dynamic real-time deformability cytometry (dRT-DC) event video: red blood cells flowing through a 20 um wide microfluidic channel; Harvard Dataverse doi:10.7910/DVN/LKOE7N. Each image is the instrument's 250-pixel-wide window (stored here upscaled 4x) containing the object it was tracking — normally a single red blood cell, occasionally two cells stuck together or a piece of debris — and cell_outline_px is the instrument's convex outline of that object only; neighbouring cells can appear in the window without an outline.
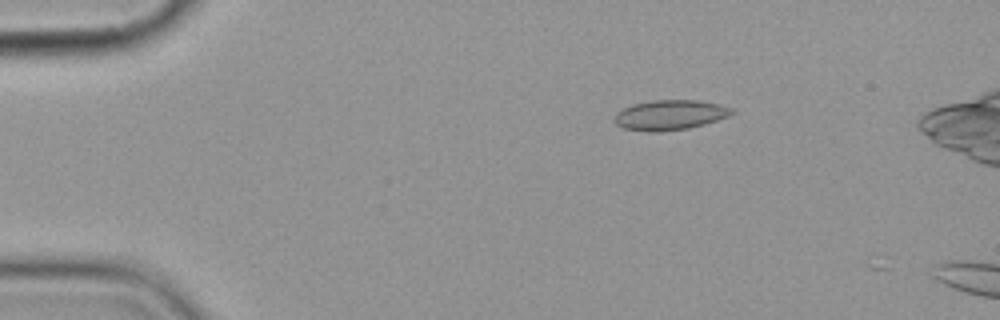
{"species": "common noctule bat (a hibernating species)", "species_latin": "Nyctalus noctula", "temperature_condition": "cold", "stored_images_in_passage": 5, "camera_frame_rate_fps": 3000, "um_per_image_px": 0.085, "animal": {"sex": "female", "body_mass_g": 19.9}, "frame": {"image": 1, "passage_image": 3, "time_ms": 2.333, "image_size_px": [1000, 320], "cell_outline_px": [[736, 112], [728, 116], [704, 124], [688, 128], [656, 132], [648, 132], [624, 128], [616, 124], [612, 120], [616, 112], [632, 104], [656, 100], [696, 100], [716, 104], [732, 108]], "centroid_in_image_um": [56.9, 9.78], "position_along_channel_um": 28.1, "area_um2": 20.4}}